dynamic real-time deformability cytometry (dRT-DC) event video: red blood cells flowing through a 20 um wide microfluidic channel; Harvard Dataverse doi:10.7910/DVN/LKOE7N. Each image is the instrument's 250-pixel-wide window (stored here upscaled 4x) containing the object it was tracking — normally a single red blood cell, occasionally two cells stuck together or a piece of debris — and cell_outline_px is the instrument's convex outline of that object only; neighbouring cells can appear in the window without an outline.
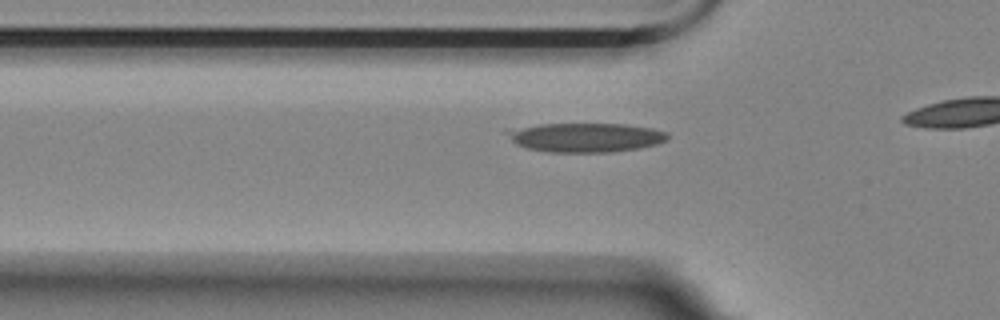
{"species": "Egyptian fruit bat (a non-hibernating species)", "species_latin": "Rousettus aegyptiacus", "temperature_condition": "room temperature", "stored_images_in_passage": 14, "camera_frame_rate_fps": 3000, "um_per_image_px": 0.085, "animal": {"sex": "female"}, "frame": {"image": 1, "passage_image": 8, "time_ms": 2.333, "image_size_px": [1000, 320], "cell_outline_px": [[668, 140], [656, 144], [640, 148], [612, 152], [548, 152], [528, 148], [516, 144], [504, 132], [504, 128], [540, 124], [628, 124], [652, 128], [668, 132]], "centroid_in_image_um": [49.74, 11.67], "position_along_channel_um": 76.1, "area_um2": 27.63}}
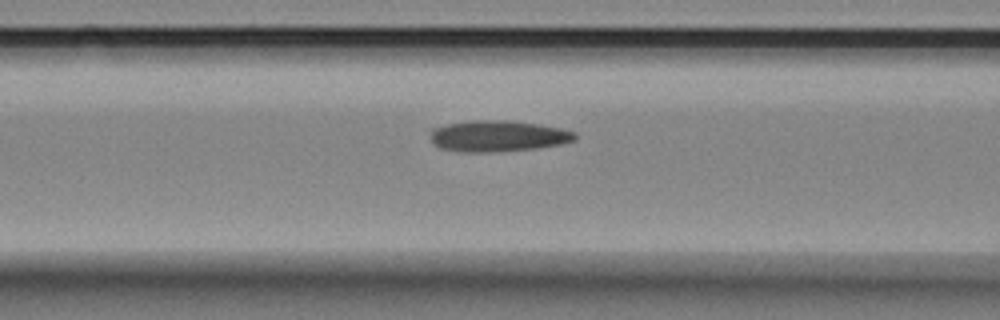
{"frame": {"image": 2, "passage_image": 12, "time_ms": 3.667, "image_size_px": [1000, 320], "cell_outline_px": [[576, 140], [560, 144], [536, 148], [492, 152], [460, 152], [440, 148], [432, 144], [428, 128], [448, 124], [472, 120], [504, 120], [536, 124], [560, 128], [576, 132]], "centroid_in_image_um": [42.25, 11.57], "position_along_channel_um": 124.3, "area_um2": 26.41}}